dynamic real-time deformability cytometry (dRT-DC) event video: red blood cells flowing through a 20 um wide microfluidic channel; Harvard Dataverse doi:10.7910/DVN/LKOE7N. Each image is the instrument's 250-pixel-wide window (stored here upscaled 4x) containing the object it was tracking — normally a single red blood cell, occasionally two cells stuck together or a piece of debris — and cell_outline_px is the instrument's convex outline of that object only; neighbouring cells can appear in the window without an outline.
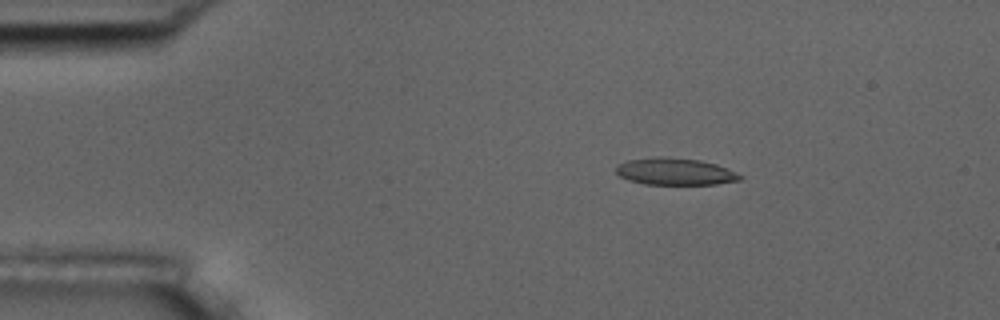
{"species": "common noctule bat (a hibernating species)", "species_latin": "Nyctalus noctula", "temperature_condition": "room temperature", "stored_images_in_passage": 4, "camera_frame_rate_fps": 3000, "um_per_image_px": 0.085, "animal": {"sex": "male", "body_mass_g": 17.5, "forearm_length_mm": 52.3}, "frame": {"image": 1, "passage_image": 2, "time_ms": 1.0, "image_size_px": [1000, 320], "cell_outline_px": [[744, 176], [740, 180], [716, 184], [644, 184], [628, 180], [620, 176], [616, 172], [616, 164], [628, 160], [660, 156], [700, 160], [716, 164]], "centroid_in_image_um": [57.35, 14.58], "position_along_channel_um": 27.6, "area_um2": 19.42}}
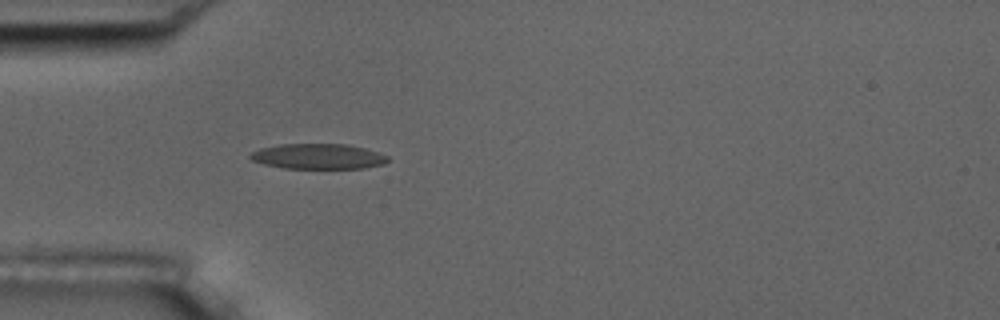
{"frame": {"image": 2, "passage_image": 4, "time_ms": 3.333, "image_size_px": [1000, 320], "cell_outline_px": [[388, 160], [384, 164], [364, 168], [284, 168], [264, 164], [252, 160], [248, 156], [252, 152], [260, 148], [280, 144], [348, 144], [364, 148], [388, 156]], "centroid_in_image_um": [27.03, 13.29], "position_along_channel_um": 58.0, "area_um2": 20.17}}